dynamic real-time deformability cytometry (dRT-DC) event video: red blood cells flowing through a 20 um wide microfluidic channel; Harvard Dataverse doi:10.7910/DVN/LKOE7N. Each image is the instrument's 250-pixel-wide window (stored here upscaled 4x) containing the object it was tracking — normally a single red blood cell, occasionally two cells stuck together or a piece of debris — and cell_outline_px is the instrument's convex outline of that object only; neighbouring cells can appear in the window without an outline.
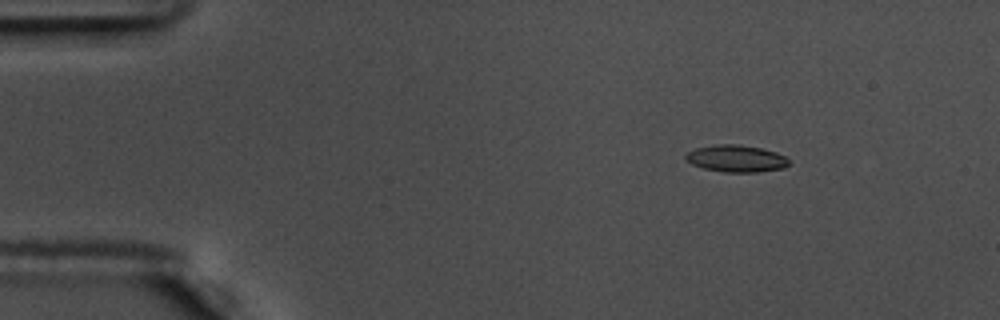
{"species": "common noctule bat (a hibernating species)", "species_latin": "Nyctalus noctula", "temperature_condition": "warm", "stored_images_in_passage": 55, "camera_frame_rate_fps": 3000, "um_per_image_px": 0.085, "animal": {"sex": "male", "body_mass_g": 17.5, "forearm_length_mm": 52.3}, "frame": {"image": 1, "passage_image": 7, "time_ms": 2.0, "image_size_px": [1000, 320], "cell_outline_px": [[788, 164], [784, 168], [756, 172], [724, 172], [704, 168], [692, 164], [684, 156], [688, 152], [696, 148], [716, 144], [740, 144], [760, 148], [776, 152], [784, 156], [788, 160]], "centroid_in_image_um": [62.57, 13.47], "position_along_channel_um": 22.4, "area_um2": 16.07}}
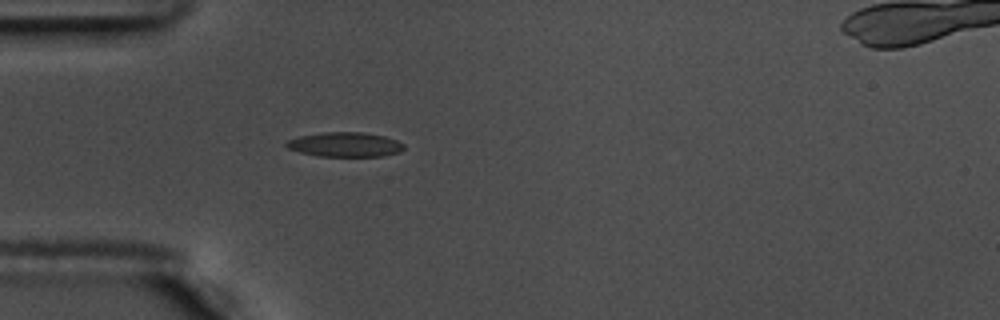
{"frame": {"image": 2, "passage_image": 16, "time_ms": 5.0, "image_size_px": [1000, 320], "cell_outline_px": [[404, 148], [400, 152], [384, 156], [320, 156], [300, 152], [288, 148], [284, 144], [288, 140], [300, 136], [324, 132], [360, 132], [384, 136], [396, 140], [404, 144]], "centroid_in_image_um": [29.34, 12.29], "position_along_channel_um": 55.7, "area_um2": 16.7}}
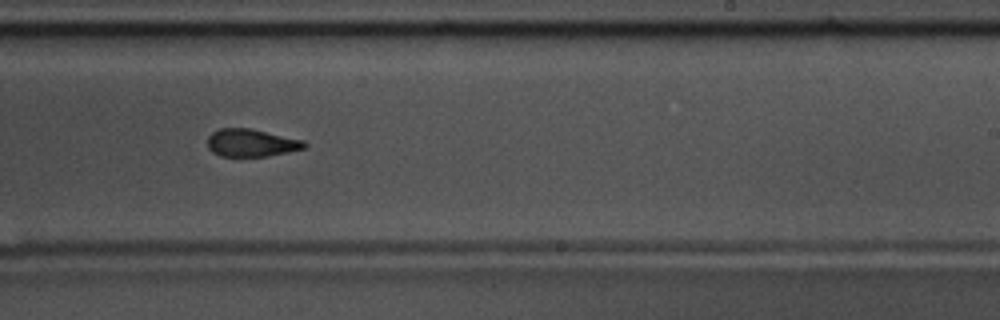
{"frame": {"image": 3, "passage_image": 34, "time_ms": 11.0, "image_size_px": [1000, 320], "cell_outline_px": [[308, 144], [304, 148], [288, 152], [268, 156], [220, 156], [212, 152], [208, 148], [208, 136], [212, 132], [220, 128], [248, 128], [304, 140]], "centroid_in_image_um": [21.35, 12.14], "position_along_channel_um": 267.7, "area_um2": 15.55}, "authors_computed_cell_mechanics": {"area_um2": 16.3574, "velocity_mm_per_s": 3.6396, "shape_relaxation_time_tau1_ms": 7.5087, "shape_relaxation_time_tau2_ms": 2.4359, "deformation_change_tau1": 0.191, "deformation_change_tau2": 0.0913}}